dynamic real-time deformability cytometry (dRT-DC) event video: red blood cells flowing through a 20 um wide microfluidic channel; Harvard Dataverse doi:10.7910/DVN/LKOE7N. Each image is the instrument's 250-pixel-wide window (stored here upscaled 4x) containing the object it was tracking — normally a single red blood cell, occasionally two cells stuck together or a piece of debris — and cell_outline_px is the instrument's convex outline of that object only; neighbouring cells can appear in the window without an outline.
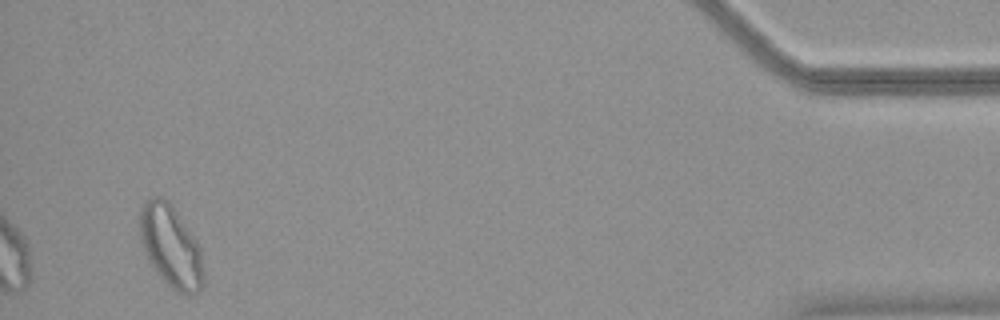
{"species": "common noctule bat (a hibernating species)", "species_latin": "Nyctalus noctula", "temperature_condition": "warm", "stored_images_in_passage": 39, "camera_frame_rate_fps": 3000, "um_per_image_px": 0.085, "animal": {"sex": "female", "body_mass_g": 18.4}, "frame": {"image": 1, "passage_image": 39, "time_ms": 12.667, "image_size_px": [1000, 320], "cell_outline_px": [[204, 284], [196, 292], [176, 292], [156, 272], [148, 260], [140, 240], [140, 208], [152, 196], [160, 196], [168, 200], [200, 244], [204, 276]], "centroid_in_image_um": [14.53, 20.91], "position_along_channel_um": 420.7, "area_um2": 30.29}}